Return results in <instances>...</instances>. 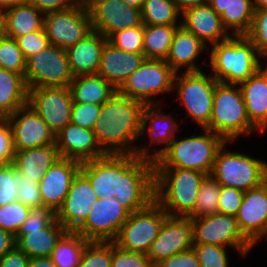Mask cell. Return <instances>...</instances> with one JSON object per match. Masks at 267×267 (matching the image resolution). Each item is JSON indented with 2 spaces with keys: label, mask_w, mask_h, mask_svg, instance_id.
Listing matches in <instances>:
<instances>
[{
  "label": "cell",
  "mask_w": 267,
  "mask_h": 267,
  "mask_svg": "<svg viewBox=\"0 0 267 267\" xmlns=\"http://www.w3.org/2000/svg\"><path fill=\"white\" fill-rule=\"evenodd\" d=\"M244 197V191L220 186V195L218 200V212L236 216Z\"/></svg>",
  "instance_id": "51"
},
{
  "label": "cell",
  "mask_w": 267,
  "mask_h": 267,
  "mask_svg": "<svg viewBox=\"0 0 267 267\" xmlns=\"http://www.w3.org/2000/svg\"><path fill=\"white\" fill-rule=\"evenodd\" d=\"M250 122L264 133L267 128V66L239 84Z\"/></svg>",
  "instance_id": "27"
},
{
  "label": "cell",
  "mask_w": 267,
  "mask_h": 267,
  "mask_svg": "<svg viewBox=\"0 0 267 267\" xmlns=\"http://www.w3.org/2000/svg\"><path fill=\"white\" fill-rule=\"evenodd\" d=\"M263 58H267V9H255L249 32L245 35Z\"/></svg>",
  "instance_id": "44"
},
{
  "label": "cell",
  "mask_w": 267,
  "mask_h": 267,
  "mask_svg": "<svg viewBox=\"0 0 267 267\" xmlns=\"http://www.w3.org/2000/svg\"><path fill=\"white\" fill-rule=\"evenodd\" d=\"M264 184H265L266 187H267V173H266L265 178H264Z\"/></svg>",
  "instance_id": "66"
},
{
  "label": "cell",
  "mask_w": 267,
  "mask_h": 267,
  "mask_svg": "<svg viewBox=\"0 0 267 267\" xmlns=\"http://www.w3.org/2000/svg\"><path fill=\"white\" fill-rule=\"evenodd\" d=\"M55 144L61 158L81 163L107 155L99 146L93 130L71 122L55 134Z\"/></svg>",
  "instance_id": "22"
},
{
  "label": "cell",
  "mask_w": 267,
  "mask_h": 267,
  "mask_svg": "<svg viewBox=\"0 0 267 267\" xmlns=\"http://www.w3.org/2000/svg\"><path fill=\"white\" fill-rule=\"evenodd\" d=\"M167 216L153 200L144 209L130 214L112 242L124 250L147 254Z\"/></svg>",
  "instance_id": "10"
},
{
  "label": "cell",
  "mask_w": 267,
  "mask_h": 267,
  "mask_svg": "<svg viewBox=\"0 0 267 267\" xmlns=\"http://www.w3.org/2000/svg\"><path fill=\"white\" fill-rule=\"evenodd\" d=\"M24 77L28 90L38 87H69L74 76L67 51L52 44L48 45L26 61Z\"/></svg>",
  "instance_id": "11"
},
{
  "label": "cell",
  "mask_w": 267,
  "mask_h": 267,
  "mask_svg": "<svg viewBox=\"0 0 267 267\" xmlns=\"http://www.w3.org/2000/svg\"><path fill=\"white\" fill-rule=\"evenodd\" d=\"M12 1H28V0H0V5L3 6L5 4H8L9 2Z\"/></svg>",
  "instance_id": "62"
},
{
  "label": "cell",
  "mask_w": 267,
  "mask_h": 267,
  "mask_svg": "<svg viewBox=\"0 0 267 267\" xmlns=\"http://www.w3.org/2000/svg\"><path fill=\"white\" fill-rule=\"evenodd\" d=\"M235 217L241 232L253 245L267 237V187L264 183L244 192Z\"/></svg>",
  "instance_id": "20"
},
{
  "label": "cell",
  "mask_w": 267,
  "mask_h": 267,
  "mask_svg": "<svg viewBox=\"0 0 267 267\" xmlns=\"http://www.w3.org/2000/svg\"><path fill=\"white\" fill-rule=\"evenodd\" d=\"M143 36L144 24L117 31L108 38V42L126 52L143 53Z\"/></svg>",
  "instance_id": "40"
},
{
  "label": "cell",
  "mask_w": 267,
  "mask_h": 267,
  "mask_svg": "<svg viewBox=\"0 0 267 267\" xmlns=\"http://www.w3.org/2000/svg\"><path fill=\"white\" fill-rule=\"evenodd\" d=\"M192 249L198 258L200 267H228L226 247L194 243Z\"/></svg>",
  "instance_id": "43"
},
{
  "label": "cell",
  "mask_w": 267,
  "mask_h": 267,
  "mask_svg": "<svg viewBox=\"0 0 267 267\" xmlns=\"http://www.w3.org/2000/svg\"><path fill=\"white\" fill-rule=\"evenodd\" d=\"M1 22H2V6L0 5V34H1Z\"/></svg>",
  "instance_id": "64"
},
{
  "label": "cell",
  "mask_w": 267,
  "mask_h": 267,
  "mask_svg": "<svg viewBox=\"0 0 267 267\" xmlns=\"http://www.w3.org/2000/svg\"><path fill=\"white\" fill-rule=\"evenodd\" d=\"M73 103L102 105L117 90L99 74L74 77L69 85Z\"/></svg>",
  "instance_id": "32"
},
{
  "label": "cell",
  "mask_w": 267,
  "mask_h": 267,
  "mask_svg": "<svg viewBox=\"0 0 267 267\" xmlns=\"http://www.w3.org/2000/svg\"><path fill=\"white\" fill-rule=\"evenodd\" d=\"M30 258L17 246L3 256L0 267H28Z\"/></svg>",
  "instance_id": "55"
},
{
  "label": "cell",
  "mask_w": 267,
  "mask_h": 267,
  "mask_svg": "<svg viewBox=\"0 0 267 267\" xmlns=\"http://www.w3.org/2000/svg\"><path fill=\"white\" fill-rule=\"evenodd\" d=\"M227 141L218 150L211 175L220 186L248 191L264 183L267 162L239 152L225 149Z\"/></svg>",
  "instance_id": "7"
},
{
  "label": "cell",
  "mask_w": 267,
  "mask_h": 267,
  "mask_svg": "<svg viewBox=\"0 0 267 267\" xmlns=\"http://www.w3.org/2000/svg\"><path fill=\"white\" fill-rule=\"evenodd\" d=\"M178 26L144 25L143 54L146 59H166Z\"/></svg>",
  "instance_id": "34"
},
{
  "label": "cell",
  "mask_w": 267,
  "mask_h": 267,
  "mask_svg": "<svg viewBox=\"0 0 267 267\" xmlns=\"http://www.w3.org/2000/svg\"><path fill=\"white\" fill-rule=\"evenodd\" d=\"M15 40L26 61L35 53L50 45L44 27L40 30L17 37Z\"/></svg>",
  "instance_id": "47"
},
{
  "label": "cell",
  "mask_w": 267,
  "mask_h": 267,
  "mask_svg": "<svg viewBox=\"0 0 267 267\" xmlns=\"http://www.w3.org/2000/svg\"><path fill=\"white\" fill-rule=\"evenodd\" d=\"M205 176L192 169L154 168V200L169 216L189 217Z\"/></svg>",
  "instance_id": "3"
},
{
  "label": "cell",
  "mask_w": 267,
  "mask_h": 267,
  "mask_svg": "<svg viewBox=\"0 0 267 267\" xmlns=\"http://www.w3.org/2000/svg\"><path fill=\"white\" fill-rule=\"evenodd\" d=\"M77 3L85 4L87 5L91 0H75Z\"/></svg>",
  "instance_id": "63"
},
{
  "label": "cell",
  "mask_w": 267,
  "mask_h": 267,
  "mask_svg": "<svg viewBox=\"0 0 267 267\" xmlns=\"http://www.w3.org/2000/svg\"><path fill=\"white\" fill-rule=\"evenodd\" d=\"M28 267H56L51 257H35L31 258Z\"/></svg>",
  "instance_id": "57"
},
{
  "label": "cell",
  "mask_w": 267,
  "mask_h": 267,
  "mask_svg": "<svg viewBox=\"0 0 267 267\" xmlns=\"http://www.w3.org/2000/svg\"><path fill=\"white\" fill-rule=\"evenodd\" d=\"M211 46V75L218 82L239 85L263 67L259 62L262 55L245 35H232Z\"/></svg>",
  "instance_id": "4"
},
{
  "label": "cell",
  "mask_w": 267,
  "mask_h": 267,
  "mask_svg": "<svg viewBox=\"0 0 267 267\" xmlns=\"http://www.w3.org/2000/svg\"><path fill=\"white\" fill-rule=\"evenodd\" d=\"M176 72L162 59H145L118 90L145 105H158L152 97L172 91Z\"/></svg>",
  "instance_id": "9"
},
{
  "label": "cell",
  "mask_w": 267,
  "mask_h": 267,
  "mask_svg": "<svg viewBox=\"0 0 267 267\" xmlns=\"http://www.w3.org/2000/svg\"><path fill=\"white\" fill-rule=\"evenodd\" d=\"M181 15V25L193 33L204 44L213 45L227 40L231 34L223 27L221 17L208 2L188 8ZM208 41V42H207Z\"/></svg>",
  "instance_id": "24"
},
{
  "label": "cell",
  "mask_w": 267,
  "mask_h": 267,
  "mask_svg": "<svg viewBox=\"0 0 267 267\" xmlns=\"http://www.w3.org/2000/svg\"><path fill=\"white\" fill-rule=\"evenodd\" d=\"M18 171L14 165L0 164V206L17 201Z\"/></svg>",
  "instance_id": "45"
},
{
  "label": "cell",
  "mask_w": 267,
  "mask_h": 267,
  "mask_svg": "<svg viewBox=\"0 0 267 267\" xmlns=\"http://www.w3.org/2000/svg\"><path fill=\"white\" fill-rule=\"evenodd\" d=\"M125 4L141 9L145 0H122Z\"/></svg>",
  "instance_id": "60"
},
{
  "label": "cell",
  "mask_w": 267,
  "mask_h": 267,
  "mask_svg": "<svg viewBox=\"0 0 267 267\" xmlns=\"http://www.w3.org/2000/svg\"><path fill=\"white\" fill-rule=\"evenodd\" d=\"M159 264L161 267H200L193 249L171 256Z\"/></svg>",
  "instance_id": "53"
},
{
  "label": "cell",
  "mask_w": 267,
  "mask_h": 267,
  "mask_svg": "<svg viewBox=\"0 0 267 267\" xmlns=\"http://www.w3.org/2000/svg\"><path fill=\"white\" fill-rule=\"evenodd\" d=\"M28 104V87L25 77L0 68V117L14 113Z\"/></svg>",
  "instance_id": "33"
},
{
  "label": "cell",
  "mask_w": 267,
  "mask_h": 267,
  "mask_svg": "<svg viewBox=\"0 0 267 267\" xmlns=\"http://www.w3.org/2000/svg\"><path fill=\"white\" fill-rule=\"evenodd\" d=\"M180 15L173 0H145L141 8L144 25H181Z\"/></svg>",
  "instance_id": "37"
},
{
  "label": "cell",
  "mask_w": 267,
  "mask_h": 267,
  "mask_svg": "<svg viewBox=\"0 0 267 267\" xmlns=\"http://www.w3.org/2000/svg\"><path fill=\"white\" fill-rule=\"evenodd\" d=\"M149 267H161L160 264H151Z\"/></svg>",
  "instance_id": "65"
},
{
  "label": "cell",
  "mask_w": 267,
  "mask_h": 267,
  "mask_svg": "<svg viewBox=\"0 0 267 267\" xmlns=\"http://www.w3.org/2000/svg\"><path fill=\"white\" fill-rule=\"evenodd\" d=\"M43 27L50 44L65 50L93 30L88 8L81 3L69 9L45 13Z\"/></svg>",
  "instance_id": "13"
},
{
  "label": "cell",
  "mask_w": 267,
  "mask_h": 267,
  "mask_svg": "<svg viewBox=\"0 0 267 267\" xmlns=\"http://www.w3.org/2000/svg\"><path fill=\"white\" fill-rule=\"evenodd\" d=\"M15 151L12 130L6 117H0V164H11Z\"/></svg>",
  "instance_id": "52"
},
{
  "label": "cell",
  "mask_w": 267,
  "mask_h": 267,
  "mask_svg": "<svg viewBox=\"0 0 267 267\" xmlns=\"http://www.w3.org/2000/svg\"><path fill=\"white\" fill-rule=\"evenodd\" d=\"M44 24V13L29 1H12L2 6L1 33L16 39L40 30Z\"/></svg>",
  "instance_id": "25"
},
{
  "label": "cell",
  "mask_w": 267,
  "mask_h": 267,
  "mask_svg": "<svg viewBox=\"0 0 267 267\" xmlns=\"http://www.w3.org/2000/svg\"><path fill=\"white\" fill-rule=\"evenodd\" d=\"M79 267H111V242L90 241L82 253Z\"/></svg>",
  "instance_id": "42"
},
{
  "label": "cell",
  "mask_w": 267,
  "mask_h": 267,
  "mask_svg": "<svg viewBox=\"0 0 267 267\" xmlns=\"http://www.w3.org/2000/svg\"><path fill=\"white\" fill-rule=\"evenodd\" d=\"M101 105L73 103L70 122L85 129L93 130Z\"/></svg>",
  "instance_id": "49"
},
{
  "label": "cell",
  "mask_w": 267,
  "mask_h": 267,
  "mask_svg": "<svg viewBox=\"0 0 267 267\" xmlns=\"http://www.w3.org/2000/svg\"><path fill=\"white\" fill-rule=\"evenodd\" d=\"M130 214L115 197L103 196L91 206L85 222L75 232L88 241L112 242Z\"/></svg>",
  "instance_id": "14"
},
{
  "label": "cell",
  "mask_w": 267,
  "mask_h": 267,
  "mask_svg": "<svg viewBox=\"0 0 267 267\" xmlns=\"http://www.w3.org/2000/svg\"><path fill=\"white\" fill-rule=\"evenodd\" d=\"M97 199L115 197L130 213L154 200V162L135 154H107L81 163Z\"/></svg>",
  "instance_id": "1"
},
{
  "label": "cell",
  "mask_w": 267,
  "mask_h": 267,
  "mask_svg": "<svg viewBox=\"0 0 267 267\" xmlns=\"http://www.w3.org/2000/svg\"><path fill=\"white\" fill-rule=\"evenodd\" d=\"M175 74L173 91L176 89L180 105L185 107L187 116L198 126L205 128L211 119L214 91L217 80L203 71H184L183 75ZM176 84V85H175Z\"/></svg>",
  "instance_id": "8"
},
{
  "label": "cell",
  "mask_w": 267,
  "mask_h": 267,
  "mask_svg": "<svg viewBox=\"0 0 267 267\" xmlns=\"http://www.w3.org/2000/svg\"><path fill=\"white\" fill-rule=\"evenodd\" d=\"M205 128L231 143L243 134L254 132V129L259 131L247 116L243 94L238 84L217 82L211 119Z\"/></svg>",
  "instance_id": "6"
},
{
  "label": "cell",
  "mask_w": 267,
  "mask_h": 267,
  "mask_svg": "<svg viewBox=\"0 0 267 267\" xmlns=\"http://www.w3.org/2000/svg\"><path fill=\"white\" fill-rule=\"evenodd\" d=\"M56 219V213L49 207L31 208L19 231H35L47 228Z\"/></svg>",
  "instance_id": "50"
},
{
  "label": "cell",
  "mask_w": 267,
  "mask_h": 267,
  "mask_svg": "<svg viewBox=\"0 0 267 267\" xmlns=\"http://www.w3.org/2000/svg\"><path fill=\"white\" fill-rule=\"evenodd\" d=\"M89 242L80 234L67 231L50 257L56 267H79L82 253Z\"/></svg>",
  "instance_id": "36"
},
{
  "label": "cell",
  "mask_w": 267,
  "mask_h": 267,
  "mask_svg": "<svg viewBox=\"0 0 267 267\" xmlns=\"http://www.w3.org/2000/svg\"><path fill=\"white\" fill-rule=\"evenodd\" d=\"M92 29L107 39L115 32L143 24L141 9L122 0H91L87 5Z\"/></svg>",
  "instance_id": "16"
},
{
  "label": "cell",
  "mask_w": 267,
  "mask_h": 267,
  "mask_svg": "<svg viewBox=\"0 0 267 267\" xmlns=\"http://www.w3.org/2000/svg\"><path fill=\"white\" fill-rule=\"evenodd\" d=\"M255 9H267V0H253Z\"/></svg>",
  "instance_id": "61"
},
{
  "label": "cell",
  "mask_w": 267,
  "mask_h": 267,
  "mask_svg": "<svg viewBox=\"0 0 267 267\" xmlns=\"http://www.w3.org/2000/svg\"><path fill=\"white\" fill-rule=\"evenodd\" d=\"M177 9L182 13L184 10L206 3L207 0H173Z\"/></svg>",
  "instance_id": "58"
},
{
  "label": "cell",
  "mask_w": 267,
  "mask_h": 267,
  "mask_svg": "<svg viewBox=\"0 0 267 267\" xmlns=\"http://www.w3.org/2000/svg\"><path fill=\"white\" fill-rule=\"evenodd\" d=\"M206 46L193 33L180 25L173 35L170 50L165 61L176 73L183 66H186V72L201 71L195 61L201 52H204L203 50H205Z\"/></svg>",
  "instance_id": "28"
},
{
  "label": "cell",
  "mask_w": 267,
  "mask_h": 267,
  "mask_svg": "<svg viewBox=\"0 0 267 267\" xmlns=\"http://www.w3.org/2000/svg\"><path fill=\"white\" fill-rule=\"evenodd\" d=\"M190 218L194 243L230 246L242 256H246L254 246L241 232L235 216L217 212Z\"/></svg>",
  "instance_id": "12"
},
{
  "label": "cell",
  "mask_w": 267,
  "mask_h": 267,
  "mask_svg": "<svg viewBox=\"0 0 267 267\" xmlns=\"http://www.w3.org/2000/svg\"><path fill=\"white\" fill-rule=\"evenodd\" d=\"M255 8L253 0H230V4L220 15L223 27L231 35H246L252 25Z\"/></svg>",
  "instance_id": "35"
},
{
  "label": "cell",
  "mask_w": 267,
  "mask_h": 267,
  "mask_svg": "<svg viewBox=\"0 0 267 267\" xmlns=\"http://www.w3.org/2000/svg\"><path fill=\"white\" fill-rule=\"evenodd\" d=\"M159 105H146L142 114V123L140 136L145 135L148 129L150 136V145L153 143H164L165 147L155 149L154 154H151V161H155L168 147V145L176 138L175 133L178 130V124L175 119L169 114L161 113ZM149 123V124H148ZM148 126V127H147Z\"/></svg>",
  "instance_id": "29"
},
{
  "label": "cell",
  "mask_w": 267,
  "mask_h": 267,
  "mask_svg": "<svg viewBox=\"0 0 267 267\" xmlns=\"http://www.w3.org/2000/svg\"><path fill=\"white\" fill-rule=\"evenodd\" d=\"M6 120L12 130L14 151L55 143L54 132L29 104L6 116Z\"/></svg>",
  "instance_id": "18"
},
{
  "label": "cell",
  "mask_w": 267,
  "mask_h": 267,
  "mask_svg": "<svg viewBox=\"0 0 267 267\" xmlns=\"http://www.w3.org/2000/svg\"><path fill=\"white\" fill-rule=\"evenodd\" d=\"M193 245L191 218L168 215L147 256L151 264H159L171 256L191 250Z\"/></svg>",
  "instance_id": "17"
},
{
  "label": "cell",
  "mask_w": 267,
  "mask_h": 267,
  "mask_svg": "<svg viewBox=\"0 0 267 267\" xmlns=\"http://www.w3.org/2000/svg\"><path fill=\"white\" fill-rule=\"evenodd\" d=\"M143 53H131L115 48L108 41L103 46L97 74L108 81L117 91L128 77L145 61Z\"/></svg>",
  "instance_id": "23"
},
{
  "label": "cell",
  "mask_w": 267,
  "mask_h": 267,
  "mask_svg": "<svg viewBox=\"0 0 267 267\" xmlns=\"http://www.w3.org/2000/svg\"><path fill=\"white\" fill-rule=\"evenodd\" d=\"M60 158L59 151L54 143L28 150L15 151L12 164L24 178L39 182L47 170Z\"/></svg>",
  "instance_id": "31"
},
{
  "label": "cell",
  "mask_w": 267,
  "mask_h": 267,
  "mask_svg": "<svg viewBox=\"0 0 267 267\" xmlns=\"http://www.w3.org/2000/svg\"><path fill=\"white\" fill-rule=\"evenodd\" d=\"M147 254L124 250L111 242V267H149Z\"/></svg>",
  "instance_id": "46"
},
{
  "label": "cell",
  "mask_w": 267,
  "mask_h": 267,
  "mask_svg": "<svg viewBox=\"0 0 267 267\" xmlns=\"http://www.w3.org/2000/svg\"><path fill=\"white\" fill-rule=\"evenodd\" d=\"M30 209L19 201L0 206V228L16 236L27 219Z\"/></svg>",
  "instance_id": "41"
},
{
  "label": "cell",
  "mask_w": 267,
  "mask_h": 267,
  "mask_svg": "<svg viewBox=\"0 0 267 267\" xmlns=\"http://www.w3.org/2000/svg\"><path fill=\"white\" fill-rule=\"evenodd\" d=\"M80 167L79 161L60 158L47 170L38 182L43 206L58 211Z\"/></svg>",
  "instance_id": "21"
},
{
  "label": "cell",
  "mask_w": 267,
  "mask_h": 267,
  "mask_svg": "<svg viewBox=\"0 0 267 267\" xmlns=\"http://www.w3.org/2000/svg\"><path fill=\"white\" fill-rule=\"evenodd\" d=\"M107 41L108 39L101 33L92 30L87 36L66 50L74 77L97 74L103 46Z\"/></svg>",
  "instance_id": "26"
},
{
  "label": "cell",
  "mask_w": 267,
  "mask_h": 267,
  "mask_svg": "<svg viewBox=\"0 0 267 267\" xmlns=\"http://www.w3.org/2000/svg\"><path fill=\"white\" fill-rule=\"evenodd\" d=\"M207 2L218 15H221L230 4V0H207Z\"/></svg>",
  "instance_id": "59"
},
{
  "label": "cell",
  "mask_w": 267,
  "mask_h": 267,
  "mask_svg": "<svg viewBox=\"0 0 267 267\" xmlns=\"http://www.w3.org/2000/svg\"><path fill=\"white\" fill-rule=\"evenodd\" d=\"M145 106L118 91L101 105L93 132L106 154H135L139 158L151 160L146 146L133 144L139 138Z\"/></svg>",
  "instance_id": "2"
},
{
  "label": "cell",
  "mask_w": 267,
  "mask_h": 267,
  "mask_svg": "<svg viewBox=\"0 0 267 267\" xmlns=\"http://www.w3.org/2000/svg\"><path fill=\"white\" fill-rule=\"evenodd\" d=\"M219 195L220 184L212 175H206L199 188L195 211L189 217H202L217 213Z\"/></svg>",
  "instance_id": "38"
},
{
  "label": "cell",
  "mask_w": 267,
  "mask_h": 267,
  "mask_svg": "<svg viewBox=\"0 0 267 267\" xmlns=\"http://www.w3.org/2000/svg\"><path fill=\"white\" fill-rule=\"evenodd\" d=\"M202 133L184 139H174L154 161V168H184L211 175L218 150L227 141L202 128Z\"/></svg>",
  "instance_id": "5"
},
{
  "label": "cell",
  "mask_w": 267,
  "mask_h": 267,
  "mask_svg": "<svg viewBox=\"0 0 267 267\" xmlns=\"http://www.w3.org/2000/svg\"><path fill=\"white\" fill-rule=\"evenodd\" d=\"M67 232L55 219L47 228L35 231H18L15 236L16 246L30 259L51 256L57 242Z\"/></svg>",
  "instance_id": "30"
},
{
  "label": "cell",
  "mask_w": 267,
  "mask_h": 267,
  "mask_svg": "<svg viewBox=\"0 0 267 267\" xmlns=\"http://www.w3.org/2000/svg\"><path fill=\"white\" fill-rule=\"evenodd\" d=\"M97 196L88 178L79 171L74 177L56 219L67 231L75 232L86 220Z\"/></svg>",
  "instance_id": "19"
},
{
  "label": "cell",
  "mask_w": 267,
  "mask_h": 267,
  "mask_svg": "<svg viewBox=\"0 0 267 267\" xmlns=\"http://www.w3.org/2000/svg\"><path fill=\"white\" fill-rule=\"evenodd\" d=\"M0 68L21 75L26 72V60L14 38L0 34Z\"/></svg>",
  "instance_id": "39"
},
{
  "label": "cell",
  "mask_w": 267,
  "mask_h": 267,
  "mask_svg": "<svg viewBox=\"0 0 267 267\" xmlns=\"http://www.w3.org/2000/svg\"><path fill=\"white\" fill-rule=\"evenodd\" d=\"M16 246L15 235L0 228V260Z\"/></svg>",
  "instance_id": "56"
},
{
  "label": "cell",
  "mask_w": 267,
  "mask_h": 267,
  "mask_svg": "<svg viewBox=\"0 0 267 267\" xmlns=\"http://www.w3.org/2000/svg\"><path fill=\"white\" fill-rule=\"evenodd\" d=\"M28 104L58 133L71 120L73 100L69 87H38L28 90Z\"/></svg>",
  "instance_id": "15"
},
{
  "label": "cell",
  "mask_w": 267,
  "mask_h": 267,
  "mask_svg": "<svg viewBox=\"0 0 267 267\" xmlns=\"http://www.w3.org/2000/svg\"><path fill=\"white\" fill-rule=\"evenodd\" d=\"M42 13L69 9L78 3L75 0H28Z\"/></svg>",
  "instance_id": "54"
},
{
  "label": "cell",
  "mask_w": 267,
  "mask_h": 267,
  "mask_svg": "<svg viewBox=\"0 0 267 267\" xmlns=\"http://www.w3.org/2000/svg\"><path fill=\"white\" fill-rule=\"evenodd\" d=\"M17 192V201L25 206L30 208L43 206L38 182L24 178L20 172H18Z\"/></svg>",
  "instance_id": "48"
}]
</instances>
